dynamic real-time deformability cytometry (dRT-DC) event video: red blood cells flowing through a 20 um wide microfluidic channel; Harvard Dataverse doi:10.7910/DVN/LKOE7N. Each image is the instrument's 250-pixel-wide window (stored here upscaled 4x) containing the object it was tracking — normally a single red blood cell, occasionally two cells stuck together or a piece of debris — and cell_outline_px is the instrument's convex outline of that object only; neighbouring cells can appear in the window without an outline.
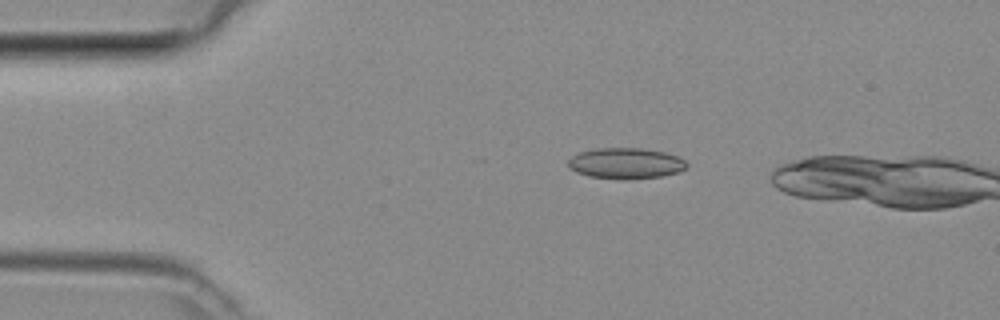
{"species": "common noctule bat (a hibernating species)", "species_latin": "Nyctalus noctula", "temperature_condition": "room temperature", "stored_images_in_passage": 33, "camera_frame_rate_fps": 3000, "um_per_image_px": 0.085, "animal": {"sex": "female", "body_mass_g": 29.2, "forearm_length_mm": 56.3}, "frame": {"image": 1, "passage_image": 4, "time_ms": 1.0, "image_size_px": [1000, 320], "cell_outline_px": [[688, 164], [684, 168], [676, 172], [660, 176], [588, 176], [576, 172], [568, 164], [568, 160], [572, 156], [580, 152], [596, 148], [640, 148], [664, 152], [676, 156], [684, 160]], "centroid_in_image_um": [53.16, 13.82], "position_along_channel_um": 31.8, "area_um2": 20.06}}
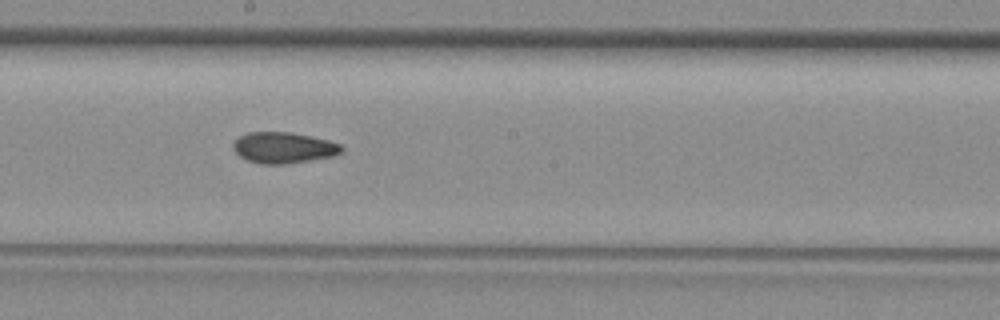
{"frame": {"image": 2, "passage_image": 20, "time_ms": 6.333, "image_size_px": [1000, 320], "cell_outline_px": [[344, 152], [332, 156], [288, 164], [260, 164], [248, 160], [240, 156], [236, 152], [232, 144], [240, 136], [248, 132], [292, 132], [328, 140], [340, 144], [344, 148]], "centroid_in_image_um": [24.13, 12.55], "position_along_channel_um": 224.1, "area_um2": 19.59}}
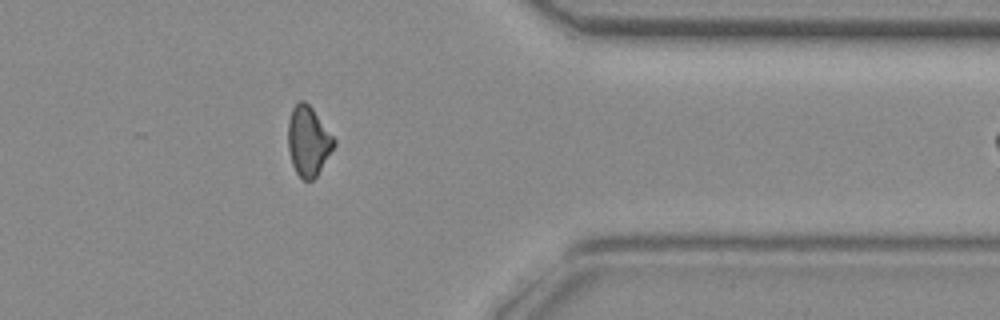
{"frame": {"image": 3, "passage_image": 32, "time_ms": 10.333, "image_size_px": [1000, 320], "cell_outline_px": [[336, 144], [316, 176], [312, 180], [304, 180], [296, 172], [292, 164], [288, 148], [288, 120], [292, 108], [300, 100], [304, 100], [312, 108], [336, 140]], "centroid_in_image_um": [26.19, 11.98], "position_along_channel_um": 385.2, "area_um2": 18.5}}